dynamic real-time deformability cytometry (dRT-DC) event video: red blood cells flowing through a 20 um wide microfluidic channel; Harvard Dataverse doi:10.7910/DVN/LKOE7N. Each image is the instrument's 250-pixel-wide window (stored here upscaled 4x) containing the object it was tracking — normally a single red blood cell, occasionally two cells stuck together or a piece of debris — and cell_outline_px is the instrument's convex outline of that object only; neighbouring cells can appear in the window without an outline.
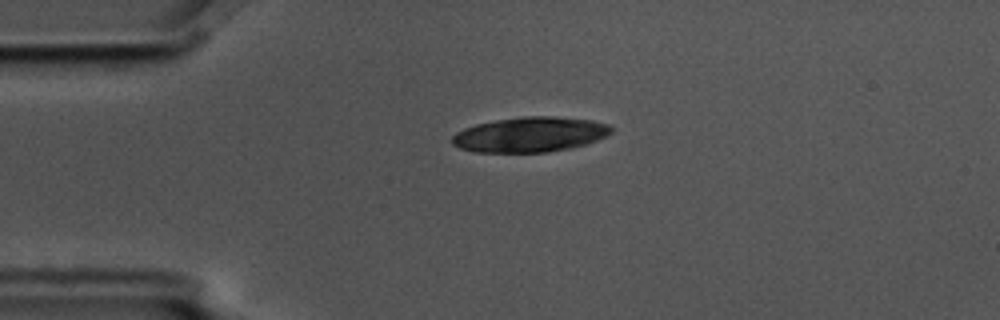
{"species": "common noctule bat (a hibernating species)", "species_latin": "Nyctalus noctula", "temperature_condition": "cold", "stored_images_in_passage": 1, "camera_frame_rate_fps": 3000, "um_per_image_px": 0.085, "animal": {"sex": "male", "body_mass_g": 17.5, "forearm_length_mm": 52.3}, "frame": {"image": 1, "passage_image": 1, "time_ms": 0.0, "image_size_px": [1000, 320], "cell_outline_px": [[616, 128], [608, 136], [572, 148], [548, 152], [472, 152], [460, 148], [452, 144], [452, 136], [456, 132], [464, 128], [476, 124], [496, 120], [524, 116], [556, 116], [592, 120], [608, 124]], "centroid_in_image_um": [45.08, 11.43], "position_along_channel_um": 39.9, "area_um2": 32.77}}